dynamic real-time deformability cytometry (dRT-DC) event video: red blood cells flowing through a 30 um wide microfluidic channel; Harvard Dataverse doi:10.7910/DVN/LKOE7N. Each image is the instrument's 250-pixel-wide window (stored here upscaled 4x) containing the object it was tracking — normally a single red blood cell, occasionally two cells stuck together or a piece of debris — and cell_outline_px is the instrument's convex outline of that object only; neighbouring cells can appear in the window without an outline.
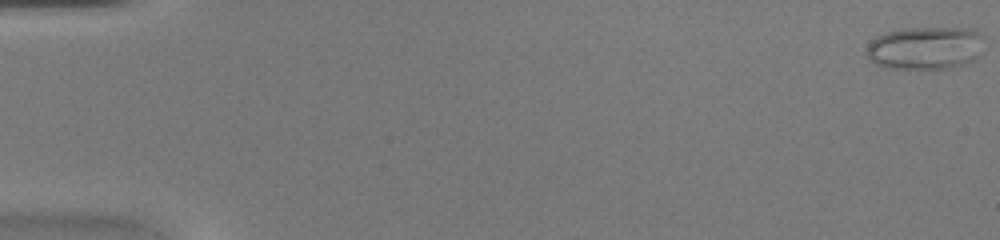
{"species": "common noctule bat (a hibernating species)", "species_latin": "Nyctalus noctula", "temperature_condition": "warm", "stored_images_in_passage": 49, "camera_frame_rate_fps": 3000, "um_per_image_px": 0.085, "animal": {"sex": "female", "body_mass_g": 20.0, "forearm_length_mm": 54.0}, "frame": {"image": 1, "passage_image": 1, "time_ms": 0.0, "image_size_px": [1000, 240], "cell_outline_px": [[984, 36], [980, 56], [964, 64], [948, 68], [880, 68], [868, 56], [868, 44], [876, 36], [884, 32], [900, 28], [972, 28], [980, 32]], "centroid_in_image_um": [78.67, 4.06], "position_along_channel_um": 6.3, "area_um2": 29.65}}
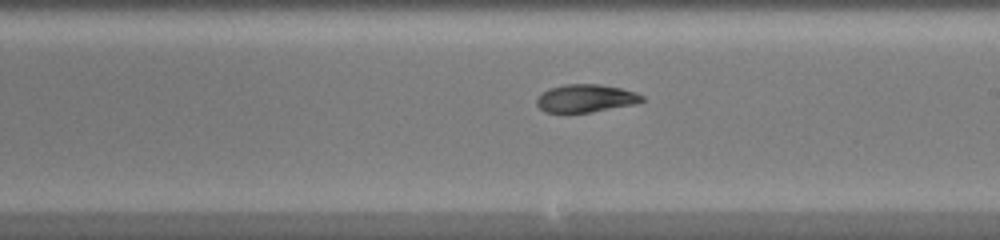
{"frame": {"image": 2, "passage_image": 29, "time_ms": 9.333, "image_size_px": [1000, 240], "cell_outline_px": [[644, 100], [636, 104], [592, 112], [544, 112], [536, 104], [536, 100], [548, 88], [564, 84], [600, 84], [620, 88], [636, 92], [644, 96]], "centroid_in_image_um": [49.81, 8.35], "position_along_channel_um": 239.2, "area_um2": 17.11}}
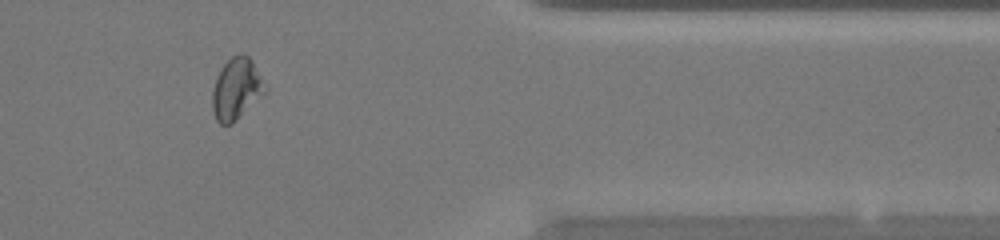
{"frame": {"image": 3, "passage_image": 41, "time_ms": 13.333, "image_size_px": [1000, 240], "cell_outline_px": [[268, 92], [232, 124], [220, 124], [216, 120], [212, 108], [212, 92], [220, 68], [232, 56], [240, 52], [244, 52], [252, 60], [268, 88]], "centroid_in_image_um": [20.13, 7.55], "position_along_channel_um": 391.3, "area_um2": 19.25}, "authors_computed_cell_mechanics": {"area_um2": 18.6694, "velocity_mm_per_s": 4.2885, "shape_relaxation_time_tau1_ms": null, "shape_relaxation_time_tau2_ms": 1.7668, "deformation_change_tau1": null, "deformation_change_tau2": 0.0608}}